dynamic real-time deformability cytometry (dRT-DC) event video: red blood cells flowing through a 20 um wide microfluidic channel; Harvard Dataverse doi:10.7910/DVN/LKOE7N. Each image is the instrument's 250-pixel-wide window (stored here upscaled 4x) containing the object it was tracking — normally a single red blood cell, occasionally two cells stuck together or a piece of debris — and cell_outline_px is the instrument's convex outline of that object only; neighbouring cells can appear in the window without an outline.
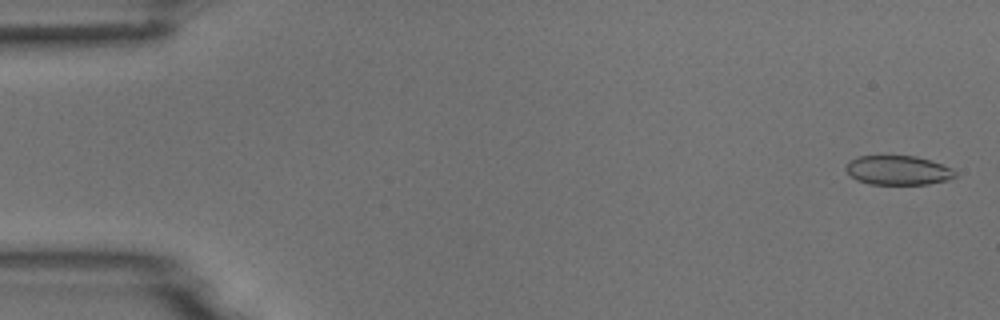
{"species": "common noctule bat (a hibernating species)", "species_latin": "Nyctalus noctula", "temperature_condition": "room temperature", "stored_images_in_passage": 5, "camera_frame_rate_fps": 3000, "um_per_image_px": 0.085, "animal": {"sex": "male", "body_mass_g": 18.8}, "frame": {"image": 1, "passage_image": 1, "time_ms": 0.0, "image_size_px": [1000, 320], "cell_outline_px": [[956, 176], [948, 180], [928, 184], [868, 184], [856, 180], [844, 168], [856, 156], [916, 156], [952, 168], [956, 172]], "centroid_in_image_um": [76.33, 14.48], "position_along_channel_um": 8.7, "area_um2": 18.5}}
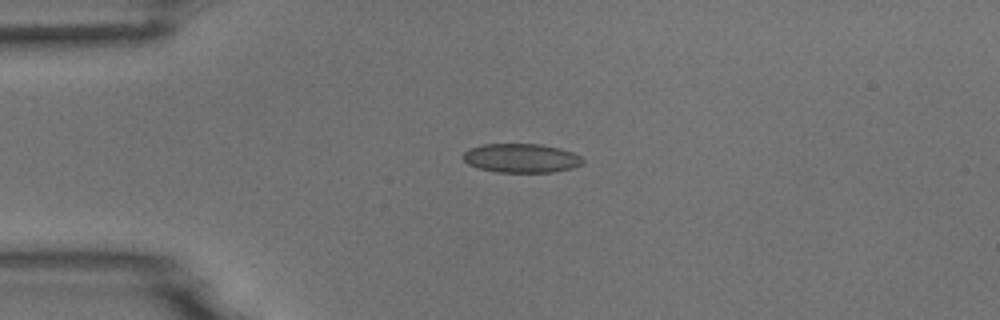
{"frame": {"image": 2, "passage_image": 4, "time_ms": 3.667, "image_size_px": [1000, 320], "cell_outline_px": [[584, 164], [572, 168], [552, 172], [496, 172], [476, 168], [468, 164], [464, 160], [464, 152], [468, 148], [484, 144], [540, 144], [560, 148], [572, 152], [580, 156], [584, 160]], "centroid_in_image_um": [44.31, 13.44], "position_along_channel_um": 40.7, "area_um2": 20.35}}